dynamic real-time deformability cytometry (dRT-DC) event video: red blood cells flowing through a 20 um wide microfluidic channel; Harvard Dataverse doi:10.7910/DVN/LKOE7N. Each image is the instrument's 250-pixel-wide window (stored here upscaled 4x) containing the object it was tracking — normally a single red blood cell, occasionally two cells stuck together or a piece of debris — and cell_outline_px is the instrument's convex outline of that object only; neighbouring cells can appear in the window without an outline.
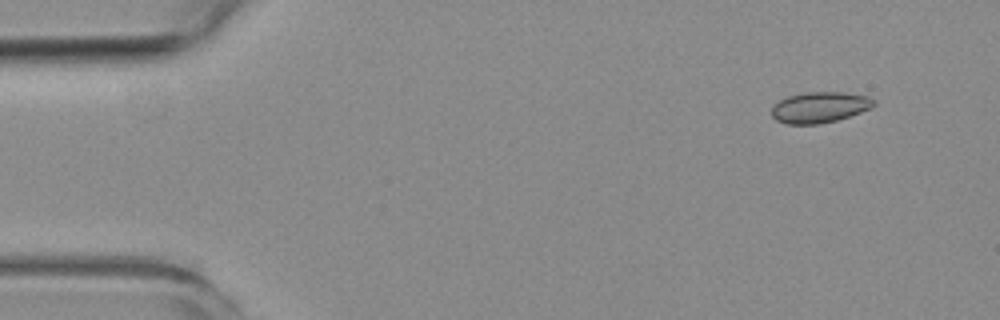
{"species": "common noctule bat (a hibernating species)", "species_latin": "Nyctalus noctula", "temperature_condition": "room temperature", "stored_images_in_passage": 5, "camera_frame_rate_fps": 3000, "um_per_image_px": 0.085, "animal": {"sex": "female", "body_mass_g": 19.3, "forearm_length_mm": 54.1}, "frame": {"image": 1, "passage_image": 2, "time_ms": 1.0, "image_size_px": [1000, 320], "cell_outline_px": [[876, 104], [872, 108], [836, 120], [816, 124], [788, 124], [776, 120], [772, 116], [772, 108], [780, 100], [788, 96], [808, 92], [844, 92], [868, 96], [876, 100]], "centroid_in_image_um": [69.71, 9.11], "position_along_channel_um": 15.3, "area_um2": 18.26}}
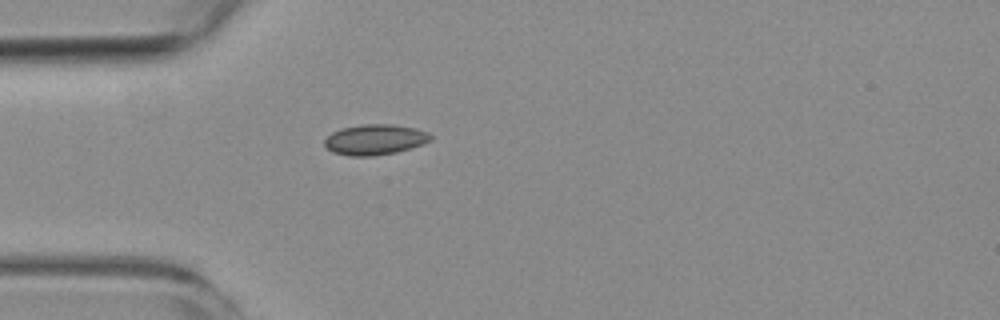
{"frame": {"image": 2, "passage_image": 5, "time_ms": 4.667, "image_size_px": [1000, 320], "cell_outline_px": [[432, 140], [412, 148], [396, 152], [372, 156], [348, 156], [332, 152], [324, 144], [324, 140], [332, 132], [344, 128], [360, 124], [392, 124], [416, 128], [428, 132], [432, 136]], "centroid_in_image_um": [31.89, 11.86], "position_along_channel_um": 53.1, "area_um2": 18.9}}